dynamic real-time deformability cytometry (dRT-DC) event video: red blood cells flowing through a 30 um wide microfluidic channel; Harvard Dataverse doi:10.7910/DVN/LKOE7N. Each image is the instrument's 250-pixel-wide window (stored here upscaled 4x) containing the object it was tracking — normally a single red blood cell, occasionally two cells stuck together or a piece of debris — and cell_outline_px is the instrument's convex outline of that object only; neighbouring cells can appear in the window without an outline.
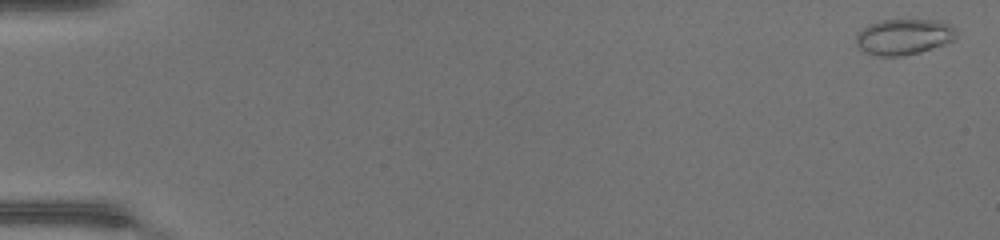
{"species": "common noctule bat (a hibernating species)", "species_latin": "Nyctalus noctula", "temperature_condition": "warm", "stored_images_in_passage": 49, "camera_frame_rate_fps": 3000, "um_per_image_px": 0.085, "animal": {"sex": "female", "body_mass_g": 17.0, "forearm_length_mm": 48.0}, "frame": {"image": 1, "passage_image": 1, "time_ms": 0.0, "image_size_px": [1000, 240], "cell_outline_px": [[956, 36], [952, 40], [944, 44], [920, 52], [900, 56], [884, 56], [868, 52], [860, 48], [856, 44], [856, 36], [868, 24], [884, 20], [940, 20], [948, 24], [952, 28]], "centroid_in_image_um": [76.82, 3.12], "position_along_channel_um": 8.2, "area_um2": 20.4}}
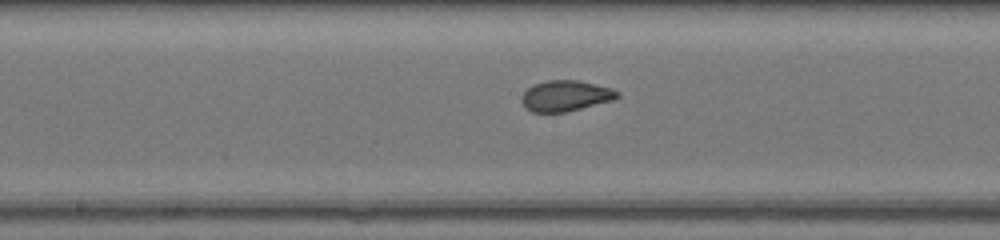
{"frame": {"image": 2, "passage_image": 26, "time_ms": 8.333, "image_size_px": [1000, 240], "cell_outline_px": [[620, 96], [612, 100], [564, 112], [532, 112], [524, 104], [524, 92], [532, 84], [548, 80], [576, 80], [612, 88], [620, 92]], "centroid_in_image_um": [48.11, 8.13], "position_along_channel_um": 200.1, "area_um2": 16.76}}
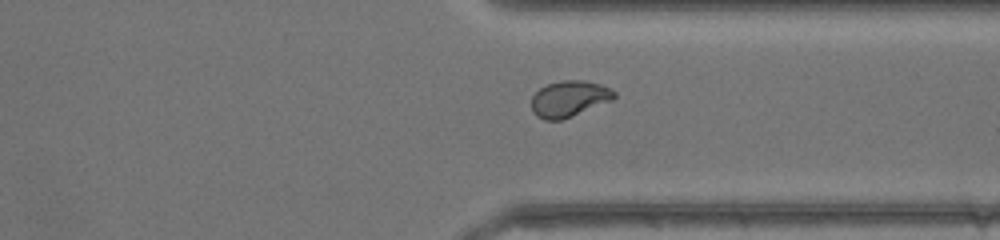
{"frame": {"image": 3, "passage_image": 37, "time_ms": 12.0, "image_size_px": [1000, 240], "cell_outline_px": [[616, 96], [612, 100], [560, 120], [544, 120], [536, 116], [532, 112], [532, 96], [540, 88], [548, 84], [564, 80], [584, 80], [600, 84], [616, 92]], "centroid_in_image_um": [48.36, 8.39], "position_along_channel_um": 363.0, "area_um2": 17.17}}